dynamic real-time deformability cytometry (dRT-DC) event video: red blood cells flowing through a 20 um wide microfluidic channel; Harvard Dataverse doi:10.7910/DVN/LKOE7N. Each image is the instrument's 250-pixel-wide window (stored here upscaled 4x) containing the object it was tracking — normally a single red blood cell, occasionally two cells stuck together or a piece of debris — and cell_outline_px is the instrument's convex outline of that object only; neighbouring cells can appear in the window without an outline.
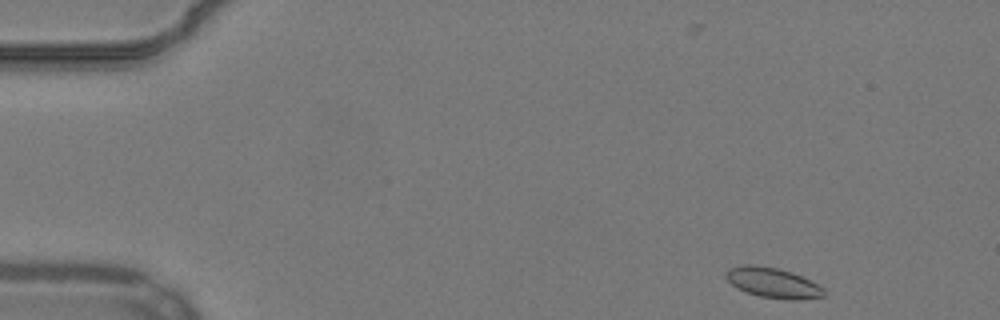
{"species": "common noctule bat (a hibernating species)", "species_latin": "Nyctalus noctula", "temperature_condition": "warm", "stored_images_in_passage": 49, "camera_frame_rate_fps": 3000, "um_per_image_px": 0.085, "animal": {"sex": "male", "body_mass_g": 19.2, "forearm_length_mm": 51.8}, "frame": {"image": 1, "passage_image": 1, "time_ms": 0.0, "image_size_px": [1000, 320], "cell_outline_px": [[824, 296], [800, 300], [788, 300], [760, 296], [736, 288], [724, 276], [724, 272], [728, 268], [744, 264], [752, 264], [776, 268], [792, 272], [812, 280], [824, 288]], "centroid_in_image_um": [65.7, 24.03], "position_along_channel_um": 19.3, "area_um2": 17.4}}
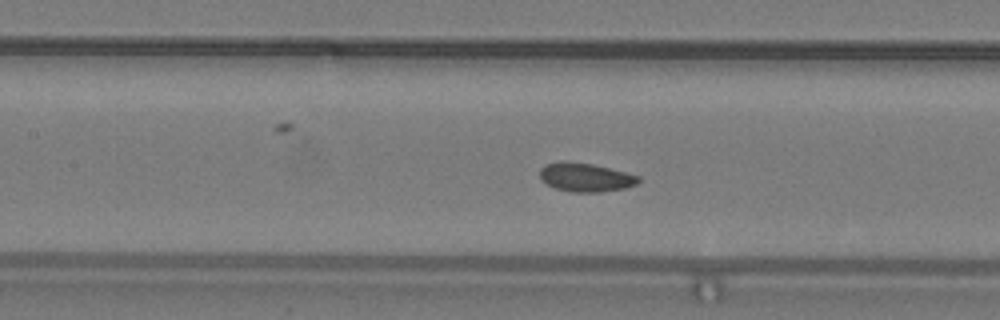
{"frame": {"image": 2, "passage_image": 20, "time_ms": 6.333, "image_size_px": [1000, 320], "cell_outline_px": [[640, 180], [636, 184], [624, 188], [600, 192], [572, 192], [556, 188], [540, 180], [540, 168], [544, 164], [560, 160], [564, 160], [592, 164], [640, 176]], "centroid_in_image_um": [49.72, 15.06], "position_along_channel_um": 157.7, "area_um2": 16.53}}
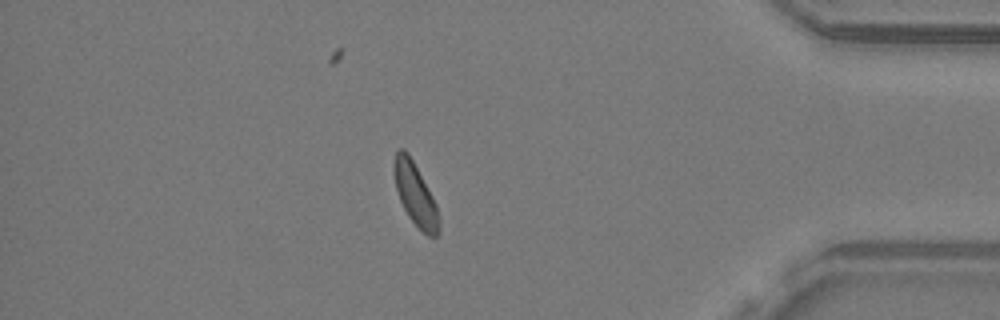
{"frame": {"image": 3, "passage_image": 42, "time_ms": 13.667, "image_size_px": [1000, 320], "cell_outline_px": [[440, 228], [436, 236], [428, 236], [408, 216], [400, 200], [396, 188], [392, 172], [392, 164], [396, 152], [400, 148], [404, 148], [408, 152], [432, 196], [436, 204], [440, 216]], "centroid_in_image_um": [35.28, 16.49], "position_along_channel_um": 399.9, "area_um2": 16.3}, "authors_computed_cell_mechanics": {"area_um2": 16.3574, "velocity_mm_per_s": 3.8061, "shape_relaxation_time_tau1_ms": 6.0695, "shape_relaxation_time_tau2_ms": 3.9003, "deformation_change_tau1": 0.0619, "deformation_change_tau2": 0.0758}}